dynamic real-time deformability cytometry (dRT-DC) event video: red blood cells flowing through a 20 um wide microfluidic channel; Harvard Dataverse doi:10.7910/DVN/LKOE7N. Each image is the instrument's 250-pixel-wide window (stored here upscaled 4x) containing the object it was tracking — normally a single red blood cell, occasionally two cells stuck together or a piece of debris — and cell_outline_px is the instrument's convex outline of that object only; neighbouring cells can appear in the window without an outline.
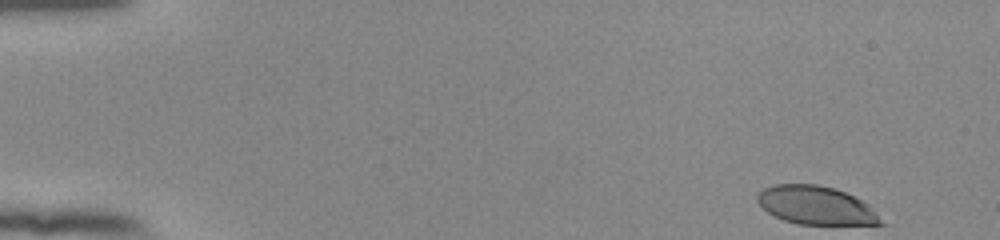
{"species": "human", "species_latin": "Homo sapiens", "temperature_condition": "room temperature", "stored_images_in_passage": 50, "camera_frame_rate_fps": 3000, "um_per_image_px": 0.085, "donor": {"sex": "female"}, "frame": {"image": 1, "passage_image": 1, "time_ms": 0.0, "image_size_px": [1000, 240], "cell_outline_px": [[888, 224], [796, 224], [784, 220], [768, 212], [756, 200], [756, 196], [764, 188], [772, 184], [816, 184], [832, 188], [844, 192], [868, 204]], "centroid_in_image_um": [69.36, 17.46], "position_along_channel_um": 15.6, "area_um2": 27.4}}
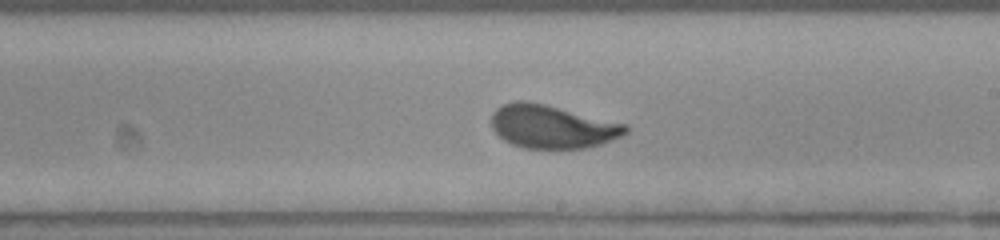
{"frame": {"image": 2, "passage_image": 29, "time_ms": 9.333, "image_size_px": [1000, 240], "cell_outline_px": [[628, 132], [620, 136], [600, 144], [584, 148], [524, 148], [512, 144], [504, 140], [492, 128], [492, 112], [496, 108], [504, 104], [516, 100], [524, 100], [544, 104], [628, 124]], "centroid_in_image_um": [46.92, 10.75], "position_along_channel_um": 242.1, "area_um2": 33.64}}
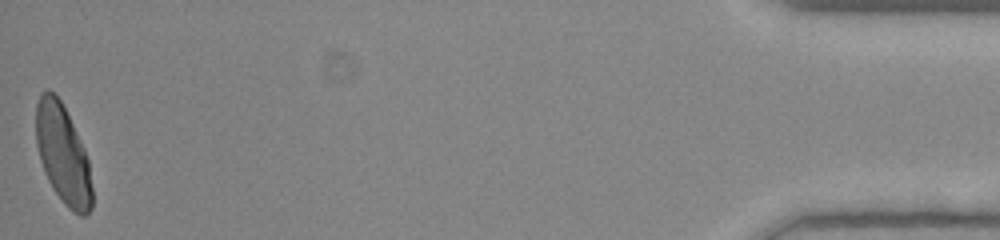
{"frame": {"image": 3, "passage_image": 50, "time_ms": 16.333, "image_size_px": [1000, 240], "cell_outline_px": [[92, 208], [84, 216], [80, 216], [72, 212], [64, 204], [52, 188], [44, 172], [40, 160], [36, 144], [36, 104], [40, 92], [48, 88], [60, 100], [84, 148], [88, 160], [92, 188]], "centroid_in_image_um": [5.33, 13.14], "position_along_channel_um": 429.9, "area_um2": 32.31}, "authors_computed_cell_mechanics": {"area_um2": 32.8015, "velocity_mm_per_s": 3.9316, "shape_relaxation_time_tau1_ms": 2.9206, "shape_relaxation_time_tau2_ms": null, "deformation_change_tau1": 0.1455, "deformation_change_tau2": null}}